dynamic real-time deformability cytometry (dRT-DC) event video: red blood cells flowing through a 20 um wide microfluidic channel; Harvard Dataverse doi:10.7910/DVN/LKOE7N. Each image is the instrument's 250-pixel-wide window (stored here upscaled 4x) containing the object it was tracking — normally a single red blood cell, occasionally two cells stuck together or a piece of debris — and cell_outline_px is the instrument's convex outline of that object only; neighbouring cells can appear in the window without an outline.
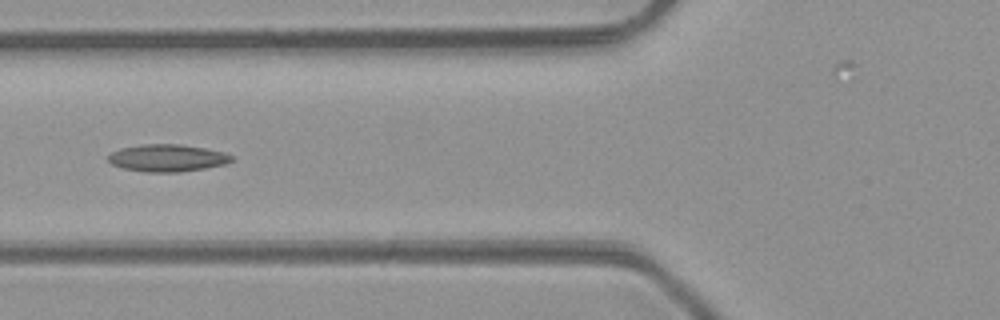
{"species": "common noctule bat (a hibernating species)", "species_latin": "Nyctalus noctula", "temperature_condition": "room temperature", "stored_images_in_passage": 5, "camera_frame_rate_fps": 3000, "um_per_image_px": 0.085, "animal": {"sex": "male", "body_mass_g": 23.1, "forearm_length_mm": 52.7}, "frame": {"image": 1, "passage_image": 4, "time_ms": 4.333, "image_size_px": [1000, 320], "cell_outline_px": [[232, 160], [224, 164], [204, 168], [180, 172], [144, 172], [124, 168], [112, 164], [108, 160], [108, 156], [112, 152], [120, 148], [144, 144], [180, 144], [204, 148], [224, 152], [232, 156]], "centroid_in_image_um": [14.2, 13.42], "position_along_channel_um": 111.6, "area_um2": 19.42}}